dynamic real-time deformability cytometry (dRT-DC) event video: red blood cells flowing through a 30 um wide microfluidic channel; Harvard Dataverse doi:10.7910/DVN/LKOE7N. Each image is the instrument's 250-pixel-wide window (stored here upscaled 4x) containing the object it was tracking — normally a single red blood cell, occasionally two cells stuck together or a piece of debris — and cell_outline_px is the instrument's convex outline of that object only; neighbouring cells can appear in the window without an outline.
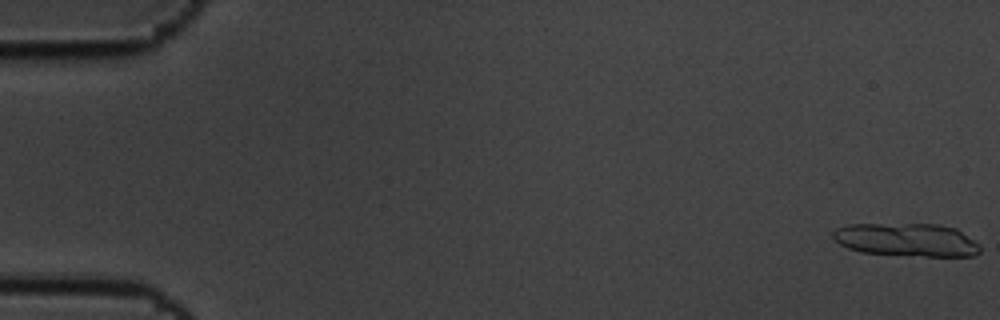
{"species": "common noctule bat (a hibernating species)", "species_latin": "Nyctalus noctula", "temperature_condition": "cold", "stored_images_in_passage": 16, "camera_frame_rate_fps": 3000, "um_per_image_px": 0.085, "animal": {"sex": "male", "body_mass_g": 19.5, "forearm_length_mm": 54.6}, "frame": {"image": 1, "passage_image": 1, "time_ms": 0.0, "image_size_px": [1000, 320], "cell_outline_px": [[980, 252], [972, 256], [924, 256], [860, 252], [848, 248], [840, 244], [832, 236], [832, 232], [836, 228], [848, 224], [940, 224], [956, 228], [980, 244]], "centroid_in_image_um": [77.08, 20.37], "position_along_channel_um": 7.9, "area_um2": 28.5}}